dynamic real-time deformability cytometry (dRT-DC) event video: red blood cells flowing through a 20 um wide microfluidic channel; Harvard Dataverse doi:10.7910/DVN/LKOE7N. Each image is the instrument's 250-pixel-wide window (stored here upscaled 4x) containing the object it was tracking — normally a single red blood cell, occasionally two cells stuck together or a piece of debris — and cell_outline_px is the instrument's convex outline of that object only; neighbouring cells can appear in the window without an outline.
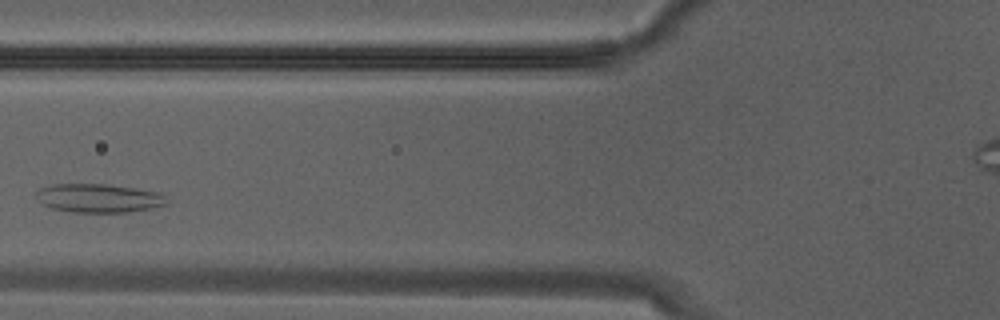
{"species": "Egyptian fruit bat (a non-hibernating species)", "species_latin": "Rousettus aegyptiacus", "temperature_condition": "warm", "stored_images_in_passage": 8, "camera_frame_rate_fps": 3000, "um_per_image_px": 0.085, "animal": {"sex": "male"}, "frame": {"image": 1, "passage_image": 7, "time_ms": 2.0, "image_size_px": [1000, 320], "cell_outline_px": [[164, 204], [148, 208], [128, 212], [72, 212], [52, 208], [44, 204], [36, 196], [36, 192], [40, 188], [56, 184], [104, 184], [160, 192], [164, 196]], "centroid_in_image_um": [8.34, 16.84], "position_along_channel_um": 117.5, "area_um2": 21.27}}